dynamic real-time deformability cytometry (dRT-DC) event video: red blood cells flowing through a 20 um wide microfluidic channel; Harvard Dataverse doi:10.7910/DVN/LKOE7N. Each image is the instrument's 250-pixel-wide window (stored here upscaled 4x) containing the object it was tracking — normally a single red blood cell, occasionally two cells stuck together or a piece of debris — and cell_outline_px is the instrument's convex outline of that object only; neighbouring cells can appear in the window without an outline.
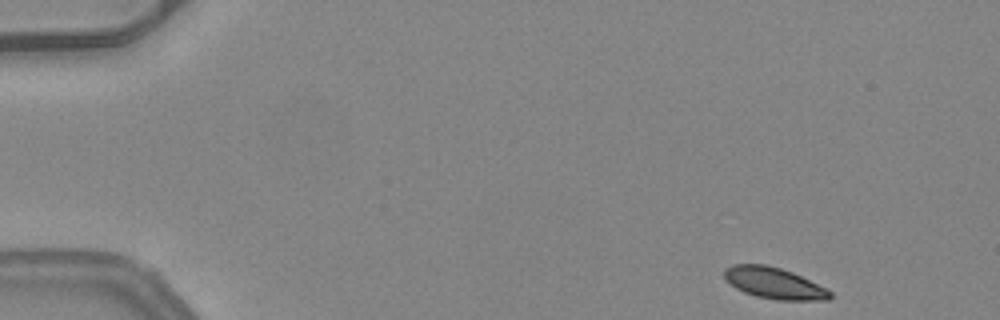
{"species": "common noctule bat (a hibernating species)", "species_latin": "Nyctalus noctula", "temperature_condition": "warm", "stored_images_in_passage": 18, "camera_frame_rate_fps": 3000, "um_per_image_px": 0.085, "animal": {"sex": "female", "body_mass_g": 24.6, "forearm_length_mm": 56.2}, "frame": {"image": 1, "passage_image": 1, "time_ms": 0.0, "image_size_px": [1000, 320], "cell_outline_px": [[832, 296], [828, 300], [776, 300], [756, 296], [744, 292], [736, 288], [724, 276], [724, 268], [732, 264], [764, 264], [780, 268], [792, 272], [832, 292]], "centroid_in_image_um": [65.77, 24.06], "position_along_channel_um": 19.2, "area_um2": 19.02}}
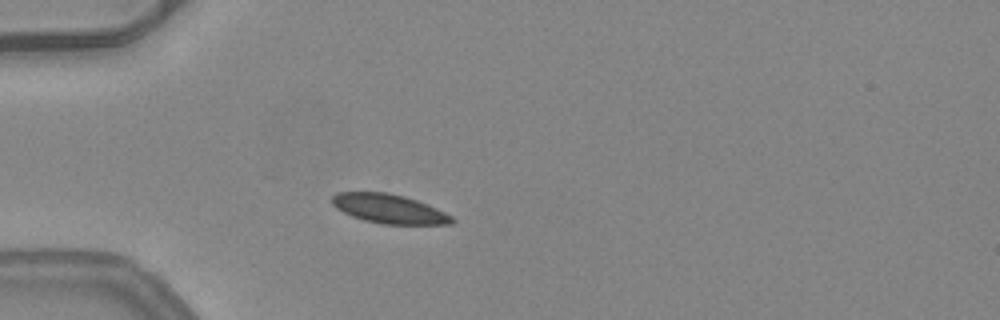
{"frame": {"image": 2, "passage_image": 11, "time_ms": 3.333, "image_size_px": [1000, 320], "cell_outline_px": [[456, 220], [452, 224], [384, 224], [364, 220], [352, 216], [336, 208], [332, 204], [332, 196], [336, 192], [388, 192], [404, 196], [416, 200], [436, 208], [452, 216]], "centroid_in_image_um": [33.06, 17.74], "position_along_channel_um": 51.9, "area_um2": 20.29}}